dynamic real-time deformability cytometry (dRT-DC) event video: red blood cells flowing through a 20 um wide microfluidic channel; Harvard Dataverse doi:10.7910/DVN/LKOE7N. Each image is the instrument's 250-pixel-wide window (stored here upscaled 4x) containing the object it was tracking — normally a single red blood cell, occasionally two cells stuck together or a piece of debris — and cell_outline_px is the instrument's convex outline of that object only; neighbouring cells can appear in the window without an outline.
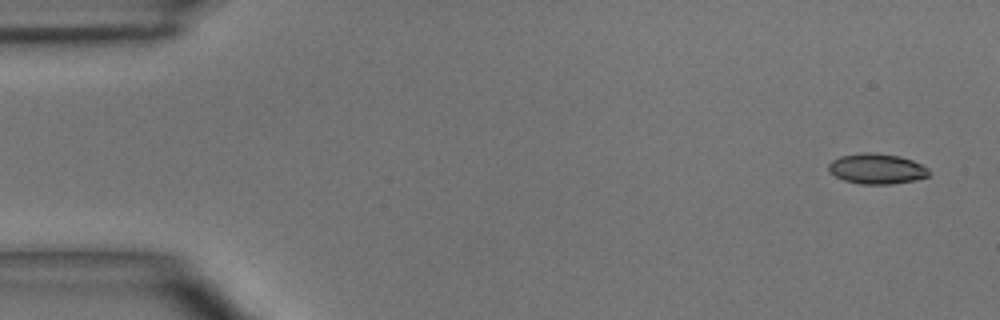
{"species": "common noctule bat (a hibernating species)", "species_latin": "Nyctalus noctula", "temperature_condition": "room temperature", "stored_images_in_passage": 4, "camera_frame_rate_fps": 3000, "um_per_image_px": 0.085, "animal": {"sex": "male", "body_mass_g": 15.6}, "frame": {"image": 1, "passage_image": 1, "time_ms": 0.0, "image_size_px": [1000, 320], "cell_outline_px": [[932, 172], [928, 176], [916, 180], [892, 184], [860, 184], [844, 180], [836, 176], [828, 168], [828, 164], [832, 160], [840, 156], [860, 152], [876, 152], [900, 156], [912, 160], [928, 168]], "centroid_in_image_um": [74.55, 14.33], "position_along_channel_um": 10.5, "area_um2": 17.92}}